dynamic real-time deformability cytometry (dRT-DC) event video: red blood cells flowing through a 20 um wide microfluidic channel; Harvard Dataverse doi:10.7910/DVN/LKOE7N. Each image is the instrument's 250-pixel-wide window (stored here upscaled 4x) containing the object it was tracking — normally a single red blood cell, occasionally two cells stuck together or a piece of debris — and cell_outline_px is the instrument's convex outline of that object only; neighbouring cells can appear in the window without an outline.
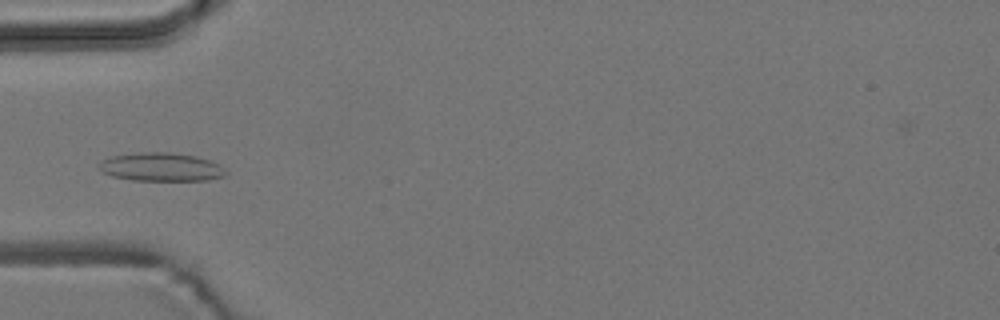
{"species": "common noctule bat (a hibernating species)", "species_latin": "Nyctalus noctula", "temperature_condition": "room temperature", "stored_images_in_passage": 7, "camera_frame_rate_fps": 3000, "um_per_image_px": 0.085, "animal": {"sex": "male", "body_mass_g": 19.2, "forearm_length_mm": 51.8}, "frame": {"image": 1, "passage_image": 5, "time_ms": 5.667, "image_size_px": [1000, 320], "cell_outline_px": [[228, 172], [224, 176], [208, 180], [132, 180], [112, 176], [100, 172], [96, 164], [112, 156], [140, 152], [172, 152], [196, 156], [212, 160], [220, 164]], "centroid_in_image_um": [13.7, 14.19], "position_along_channel_um": 71.3, "area_um2": 21.27}}
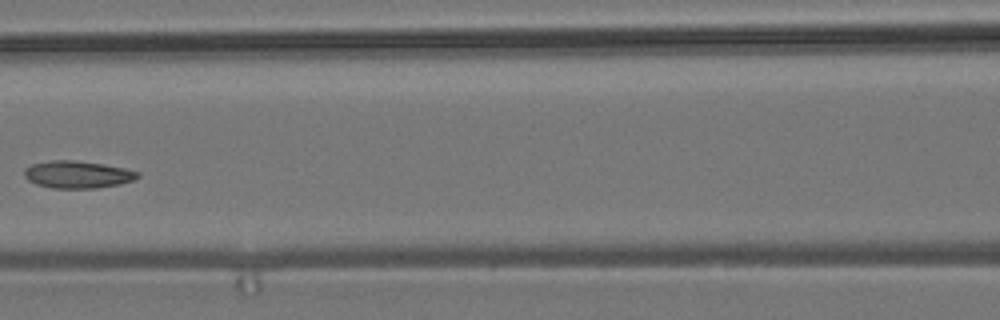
{"frame": {"image": 2, "passage_image": 7, "time_ms": 8.0, "image_size_px": [1000, 320], "cell_outline_px": [[140, 176], [132, 180], [120, 184], [96, 188], [52, 188], [36, 184], [28, 180], [24, 176], [24, 168], [32, 164], [52, 160], [76, 160], [104, 164], [124, 168], [140, 172]], "centroid_in_image_um": [6.58, 14.83], "position_along_channel_um": 160.0, "area_um2": 18.09}}